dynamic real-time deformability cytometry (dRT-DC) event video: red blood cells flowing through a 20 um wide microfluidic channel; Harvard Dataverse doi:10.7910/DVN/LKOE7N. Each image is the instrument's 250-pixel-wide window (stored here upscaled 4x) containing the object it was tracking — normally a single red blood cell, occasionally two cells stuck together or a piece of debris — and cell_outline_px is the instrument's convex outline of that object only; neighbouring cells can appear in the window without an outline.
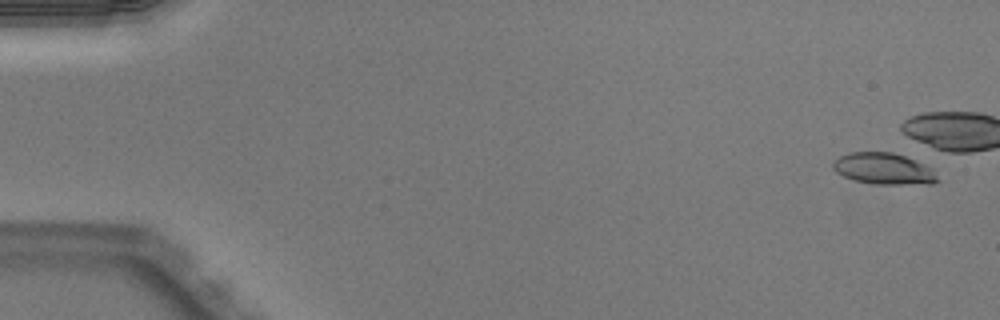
{"species": "Egyptian fruit bat (a non-hibernating species)", "species_latin": "Rousettus aegyptiacus", "temperature_condition": "warm", "stored_images_in_passage": 8, "camera_frame_rate_fps": 3000, "um_per_image_px": 0.085, "animal": {"sex": "male"}, "frame": {"image": 1, "passage_image": 2, "time_ms": 0.333, "image_size_px": [1000, 320], "cell_outline_px": [[940, 180], [932, 184], [876, 184], [856, 180], [844, 176], [836, 172], [832, 168], [832, 164], [840, 156], [848, 152], [892, 152], [904, 156], [924, 164], [932, 168]], "centroid_in_image_um": [75.14, 14.34], "position_along_channel_um": 9.9, "area_um2": 19.07}}